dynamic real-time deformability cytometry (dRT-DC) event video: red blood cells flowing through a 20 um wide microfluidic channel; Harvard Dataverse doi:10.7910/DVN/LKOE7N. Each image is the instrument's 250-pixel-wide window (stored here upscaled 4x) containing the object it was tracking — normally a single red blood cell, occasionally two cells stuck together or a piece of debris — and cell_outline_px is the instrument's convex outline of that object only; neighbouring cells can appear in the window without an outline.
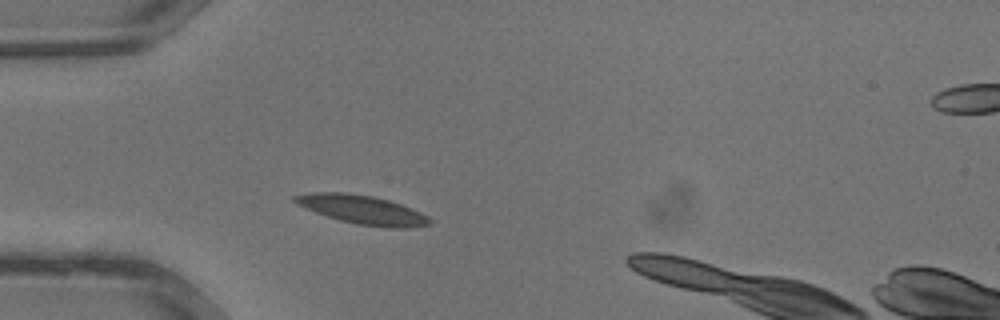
{"species": "common noctule bat (a hibernating species)", "species_latin": "Nyctalus noctula", "temperature_condition": "warm", "stored_images_in_passage": 28, "camera_frame_rate_fps": 3000, "um_per_image_px": 0.085, "animal": {"sex": "male", "body_mass_g": 13.3}, "frame": {"image": 1, "passage_image": 2, "time_ms": 0.333, "image_size_px": [1000, 320], "cell_outline_px": [[432, 224], [404, 228], [392, 228], [356, 224], [340, 220], [316, 212], [296, 204], [292, 200], [292, 196], [312, 192], [344, 192], [372, 196], [388, 200], [412, 208], [428, 216], [432, 220]], "centroid_in_image_um": [30.8, 17.82], "position_along_channel_um": 54.2, "area_um2": 22.54}}
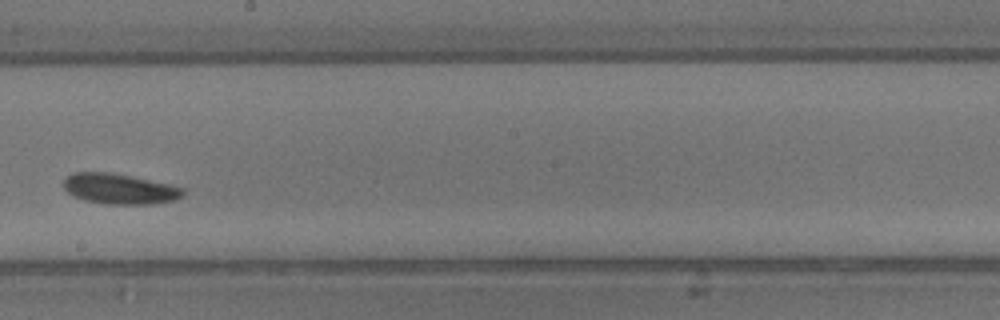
{"frame": {"image": 2, "passage_image": 12, "time_ms": 3.667, "image_size_px": [1000, 320], "cell_outline_px": [[184, 192], [176, 200], [152, 204], [108, 204], [84, 200], [72, 196], [64, 188], [64, 180], [72, 172], [108, 172], [168, 184], [184, 188]], "centroid_in_image_um": [10.13, 16.06], "position_along_channel_um": 238.1, "area_um2": 20.92}}
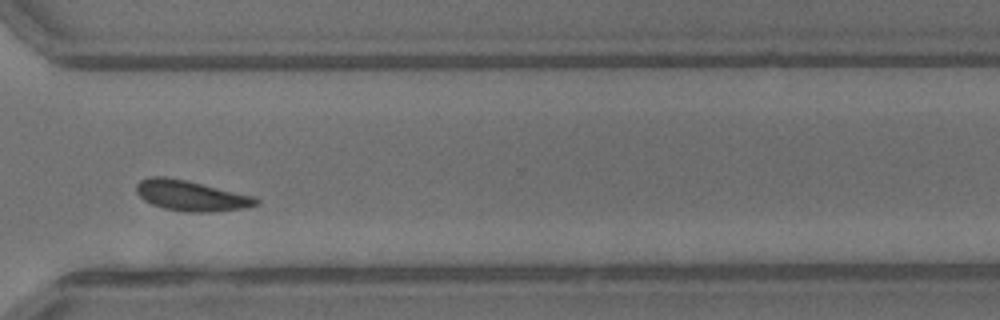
{"frame": {"image": 3, "passage_image": 18, "time_ms": 5.667, "image_size_px": [1000, 320], "cell_outline_px": [[260, 204], [244, 208], [208, 212], [184, 212], [164, 208], [152, 204], [144, 200], [136, 192], [136, 184], [140, 180], [148, 176], [164, 176], [184, 180], [252, 196], [260, 200]], "centroid_in_image_um": [16.19, 16.63], "position_along_channel_um": 354.4, "area_um2": 20.98}}